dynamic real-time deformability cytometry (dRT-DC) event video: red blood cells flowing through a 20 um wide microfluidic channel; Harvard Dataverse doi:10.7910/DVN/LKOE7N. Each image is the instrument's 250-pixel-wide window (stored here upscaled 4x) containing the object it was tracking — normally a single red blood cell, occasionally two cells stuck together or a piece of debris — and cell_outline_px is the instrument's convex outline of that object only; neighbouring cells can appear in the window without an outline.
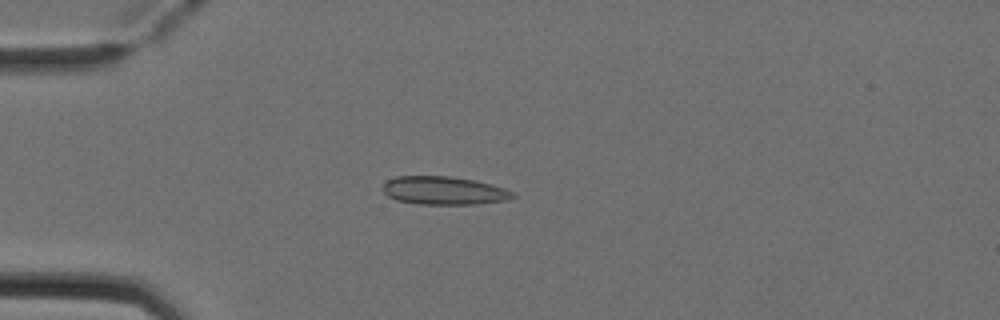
{"species": "Egyptian fruit bat (a non-hibernating species)", "species_latin": "Rousettus aegyptiacus", "temperature_condition": "cold", "stored_images_in_passage": 3, "camera_frame_rate_fps": 3000, "um_per_image_px": 0.085, "animal": {"sex": "female"}, "frame": {"image": 1, "passage_image": 3, "time_ms": 0.667, "image_size_px": [1000, 320], "cell_outline_px": [[516, 196], [508, 200], [476, 204], [420, 204], [396, 200], [388, 196], [380, 188], [384, 180], [396, 176], [448, 176], [476, 180], [492, 184], [504, 188], [512, 192]], "centroid_in_image_um": [37.69, 16.19], "position_along_channel_um": 47.3, "area_um2": 21.62}}